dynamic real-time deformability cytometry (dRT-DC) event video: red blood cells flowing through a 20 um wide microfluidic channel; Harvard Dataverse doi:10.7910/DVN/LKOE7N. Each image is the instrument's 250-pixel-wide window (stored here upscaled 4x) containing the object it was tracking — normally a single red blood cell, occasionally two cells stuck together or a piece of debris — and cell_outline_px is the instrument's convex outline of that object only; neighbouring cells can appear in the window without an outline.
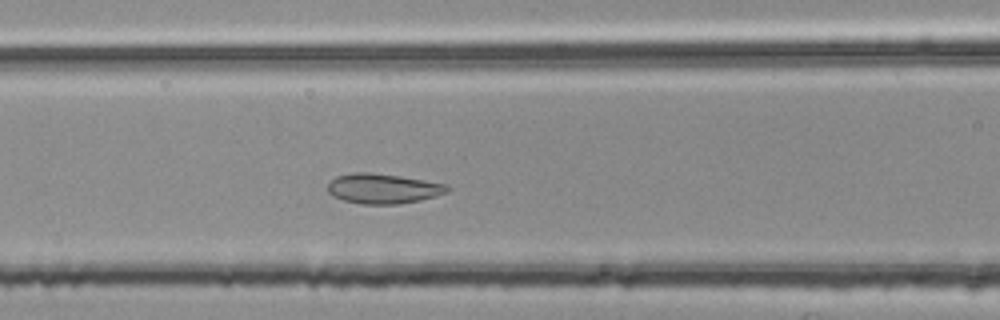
{"species": "common noctule bat (a hibernating species)", "species_latin": "Nyctalus noctula", "temperature_condition": "room temperature", "stored_images_in_passage": 44, "segment_of_instrument_passage": [2, 2], "camera_frame_rate_fps": 3000, "um_per_image_px": 0.085, "animal": {"sex": "female", "body_mass_g": 25.1}, "frame": {"image": 1, "passage_image": 17, "time_ms": 5.333, "image_size_px": [1000, 320], "cell_outline_px": [[452, 188], [448, 192], [436, 196], [420, 200], [396, 204], [360, 204], [344, 200], [332, 196], [328, 192], [328, 184], [336, 176], [356, 172], [368, 172], [400, 176], [448, 184]], "centroid_in_image_um": [32.59, 16.03], "position_along_channel_um": 134.0, "area_um2": 20.92}}
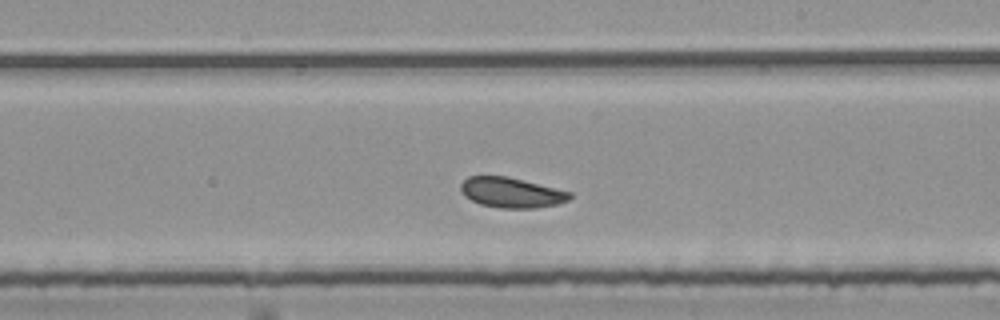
{"frame": {"image": 2, "passage_image": 26, "time_ms": 8.333, "image_size_px": [1000, 320], "cell_outline_px": [[572, 196], [568, 200], [556, 204], [536, 208], [500, 208], [480, 204], [464, 196], [460, 188], [460, 184], [468, 176], [504, 176], [572, 192]], "centroid_in_image_um": [43.44, 16.37], "position_along_channel_um": 245.6, "area_um2": 18.96}}
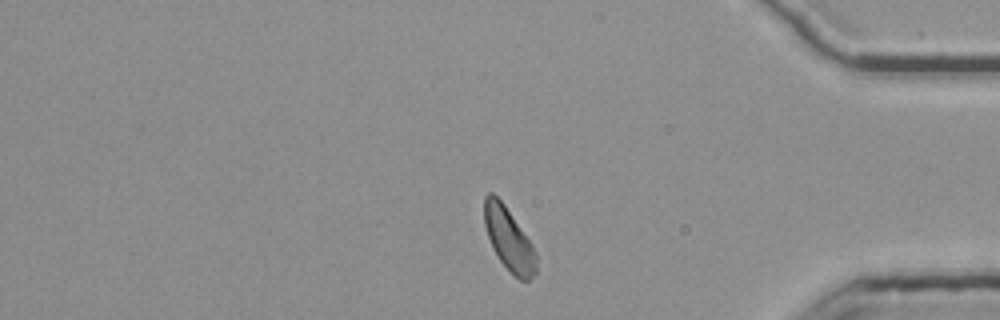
{"frame": {"image": 3, "passage_image": 40, "time_ms": 13.0, "image_size_px": [1000, 320], "cell_outline_px": [[536, 272], [528, 280], [520, 280], [500, 260], [492, 248], [484, 224], [484, 196], [488, 192], [492, 192], [504, 204], [532, 244], [536, 252]], "centroid_in_image_um": [43.24, 20.3], "position_along_channel_um": 392.0, "area_um2": 18.67}}